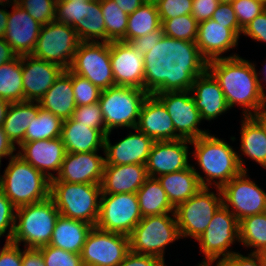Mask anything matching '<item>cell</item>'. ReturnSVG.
Returning a JSON list of instances; mask_svg holds the SVG:
<instances>
[{
  "label": "cell",
  "instance_id": "cell-1",
  "mask_svg": "<svg viewBox=\"0 0 266 266\" xmlns=\"http://www.w3.org/2000/svg\"><path fill=\"white\" fill-rule=\"evenodd\" d=\"M144 90L148 94L188 91L194 80L207 70L196 42L163 35L143 55Z\"/></svg>",
  "mask_w": 266,
  "mask_h": 266
},
{
  "label": "cell",
  "instance_id": "cell-2",
  "mask_svg": "<svg viewBox=\"0 0 266 266\" xmlns=\"http://www.w3.org/2000/svg\"><path fill=\"white\" fill-rule=\"evenodd\" d=\"M207 70L218 81L229 109L238 107L242 117L253 116L264 104L266 95L257 74V63L242 57L220 58L207 62Z\"/></svg>",
  "mask_w": 266,
  "mask_h": 266
},
{
  "label": "cell",
  "instance_id": "cell-3",
  "mask_svg": "<svg viewBox=\"0 0 266 266\" xmlns=\"http://www.w3.org/2000/svg\"><path fill=\"white\" fill-rule=\"evenodd\" d=\"M225 139L210 131L190 141L191 166L202 187L221 189L242 172L236 145L232 146L235 142L233 135L230 136V141L227 142Z\"/></svg>",
  "mask_w": 266,
  "mask_h": 266
},
{
  "label": "cell",
  "instance_id": "cell-4",
  "mask_svg": "<svg viewBox=\"0 0 266 266\" xmlns=\"http://www.w3.org/2000/svg\"><path fill=\"white\" fill-rule=\"evenodd\" d=\"M7 164L0 189L16 208L50 197V180L31 164L17 154Z\"/></svg>",
  "mask_w": 266,
  "mask_h": 266
},
{
  "label": "cell",
  "instance_id": "cell-5",
  "mask_svg": "<svg viewBox=\"0 0 266 266\" xmlns=\"http://www.w3.org/2000/svg\"><path fill=\"white\" fill-rule=\"evenodd\" d=\"M59 215L50 197L16 208L12 243L36 249L49 245Z\"/></svg>",
  "mask_w": 266,
  "mask_h": 266
},
{
  "label": "cell",
  "instance_id": "cell-6",
  "mask_svg": "<svg viewBox=\"0 0 266 266\" xmlns=\"http://www.w3.org/2000/svg\"><path fill=\"white\" fill-rule=\"evenodd\" d=\"M180 239L182 240L175 213L145 216L129 235L130 251L165 261L167 248L180 242Z\"/></svg>",
  "mask_w": 266,
  "mask_h": 266
},
{
  "label": "cell",
  "instance_id": "cell-7",
  "mask_svg": "<svg viewBox=\"0 0 266 266\" xmlns=\"http://www.w3.org/2000/svg\"><path fill=\"white\" fill-rule=\"evenodd\" d=\"M101 184L50 182V198L60 215L95 227L100 208Z\"/></svg>",
  "mask_w": 266,
  "mask_h": 266
},
{
  "label": "cell",
  "instance_id": "cell-8",
  "mask_svg": "<svg viewBox=\"0 0 266 266\" xmlns=\"http://www.w3.org/2000/svg\"><path fill=\"white\" fill-rule=\"evenodd\" d=\"M149 94L140 88L114 85L102 90L98 101L107 132L136 128L140 110Z\"/></svg>",
  "mask_w": 266,
  "mask_h": 266
},
{
  "label": "cell",
  "instance_id": "cell-9",
  "mask_svg": "<svg viewBox=\"0 0 266 266\" xmlns=\"http://www.w3.org/2000/svg\"><path fill=\"white\" fill-rule=\"evenodd\" d=\"M215 190V191H214ZM223 204L220 188L203 187L175 208L182 241H194L206 230L215 212Z\"/></svg>",
  "mask_w": 266,
  "mask_h": 266
},
{
  "label": "cell",
  "instance_id": "cell-10",
  "mask_svg": "<svg viewBox=\"0 0 266 266\" xmlns=\"http://www.w3.org/2000/svg\"><path fill=\"white\" fill-rule=\"evenodd\" d=\"M199 245L202 260L195 266H201L207 260L217 257H227L238 252L234 246L239 241V221L222 204L215 212L206 230L195 240ZM236 250H234V249Z\"/></svg>",
  "mask_w": 266,
  "mask_h": 266
},
{
  "label": "cell",
  "instance_id": "cell-11",
  "mask_svg": "<svg viewBox=\"0 0 266 266\" xmlns=\"http://www.w3.org/2000/svg\"><path fill=\"white\" fill-rule=\"evenodd\" d=\"M55 20L72 26L81 42H106L101 0L56 2Z\"/></svg>",
  "mask_w": 266,
  "mask_h": 266
},
{
  "label": "cell",
  "instance_id": "cell-12",
  "mask_svg": "<svg viewBox=\"0 0 266 266\" xmlns=\"http://www.w3.org/2000/svg\"><path fill=\"white\" fill-rule=\"evenodd\" d=\"M80 42L72 26L54 20L42 25L32 55L68 70Z\"/></svg>",
  "mask_w": 266,
  "mask_h": 266
},
{
  "label": "cell",
  "instance_id": "cell-13",
  "mask_svg": "<svg viewBox=\"0 0 266 266\" xmlns=\"http://www.w3.org/2000/svg\"><path fill=\"white\" fill-rule=\"evenodd\" d=\"M141 219L136 193L101 194L98 229L129 236Z\"/></svg>",
  "mask_w": 266,
  "mask_h": 266
},
{
  "label": "cell",
  "instance_id": "cell-14",
  "mask_svg": "<svg viewBox=\"0 0 266 266\" xmlns=\"http://www.w3.org/2000/svg\"><path fill=\"white\" fill-rule=\"evenodd\" d=\"M249 172L242 171L221 188L223 205L238 221L266 212V190L253 180Z\"/></svg>",
  "mask_w": 266,
  "mask_h": 266
},
{
  "label": "cell",
  "instance_id": "cell-15",
  "mask_svg": "<svg viewBox=\"0 0 266 266\" xmlns=\"http://www.w3.org/2000/svg\"><path fill=\"white\" fill-rule=\"evenodd\" d=\"M69 69L101 90L115 85L109 42H80Z\"/></svg>",
  "mask_w": 266,
  "mask_h": 266
},
{
  "label": "cell",
  "instance_id": "cell-16",
  "mask_svg": "<svg viewBox=\"0 0 266 266\" xmlns=\"http://www.w3.org/2000/svg\"><path fill=\"white\" fill-rule=\"evenodd\" d=\"M130 252L129 236L93 227L81 252L83 266H119Z\"/></svg>",
  "mask_w": 266,
  "mask_h": 266
},
{
  "label": "cell",
  "instance_id": "cell-17",
  "mask_svg": "<svg viewBox=\"0 0 266 266\" xmlns=\"http://www.w3.org/2000/svg\"><path fill=\"white\" fill-rule=\"evenodd\" d=\"M166 107L171 116L175 133L180 139L195 140L211 130L205 129L204 122L196 108L191 91H175L154 94Z\"/></svg>",
  "mask_w": 266,
  "mask_h": 266
},
{
  "label": "cell",
  "instance_id": "cell-18",
  "mask_svg": "<svg viewBox=\"0 0 266 266\" xmlns=\"http://www.w3.org/2000/svg\"><path fill=\"white\" fill-rule=\"evenodd\" d=\"M241 33L242 29H229L221 23L209 19L199 22L196 44L200 54L207 62L220 58L236 57L239 54L234 50L239 49L237 47ZM231 50L232 53H230Z\"/></svg>",
  "mask_w": 266,
  "mask_h": 266
},
{
  "label": "cell",
  "instance_id": "cell-19",
  "mask_svg": "<svg viewBox=\"0 0 266 266\" xmlns=\"http://www.w3.org/2000/svg\"><path fill=\"white\" fill-rule=\"evenodd\" d=\"M127 132L113 144L110 137L114 131L105 136V165L146 164L154 140L137 128L127 129Z\"/></svg>",
  "mask_w": 266,
  "mask_h": 266
},
{
  "label": "cell",
  "instance_id": "cell-20",
  "mask_svg": "<svg viewBox=\"0 0 266 266\" xmlns=\"http://www.w3.org/2000/svg\"><path fill=\"white\" fill-rule=\"evenodd\" d=\"M189 140L154 141L145 167L149 177L185 170L191 165Z\"/></svg>",
  "mask_w": 266,
  "mask_h": 266
},
{
  "label": "cell",
  "instance_id": "cell-21",
  "mask_svg": "<svg viewBox=\"0 0 266 266\" xmlns=\"http://www.w3.org/2000/svg\"><path fill=\"white\" fill-rule=\"evenodd\" d=\"M102 154L66 153L59 173L50 182L101 184L105 167L104 152Z\"/></svg>",
  "mask_w": 266,
  "mask_h": 266
},
{
  "label": "cell",
  "instance_id": "cell-22",
  "mask_svg": "<svg viewBox=\"0 0 266 266\" xmlns=\"http://www.w3.org/2000/svg\"><path fill=\"white\" fill-rule=\"evenodd\" d=\"M110 61L115 85L144 90V59L124 41L109 42Z\"/></svg>",
  "mask_w": 266,
  "mask_h": 266
},
{
  "label": "cell",
  "instance_id": "cell-23",
  "mask_svg": "<svg viewBox=\"0 0 266 266\" xmlns=\"http://www.w3.org/2000/svg\"><path fill=\"white\" fill-rule=\"evenodd\" d=\"M10 8L4 39L18 56L31 55L42 25L14 0H10Z\"/></svg>",
  "mask_w": 266,
  "mask_h": 266
},
{
  "label": "cell",
  "instance_id": "cell-24",
  "mask_svg": "<svg viewBox=\"0 0 266 266\" xmlns=\"http://www.w3.org/2000/svg\"><path fill=\"white\" fill-rule=\"evenodd\" d=\"M66 153L60 137L23 142L17 148V155L44 174L49 180L55 179L59 173Z\"/></svg>",
  "mask_w": 266,
  "mask_h": 266
},
{
  "label": "cell",
  "instance_id": "cell-25",
  "mask_svg": "<svg viewBox=\"0 0 266 266\" xmlns=\"http://www.w3.org/2000/svg\"><path fill=\"white\" fill-rule=\"evenodd\" d=\"M24 101H39L65 70L31 55L21 56Z\"/></svg>",
  "mask_w": 266,
  "mask_h": 266
},
{
  "label": "cell",
  "instance_id": "cell-26",
  "mask_svg": "<svg viewBox=\"0 0 266 266\" xmlns=\"http://www.w3.org/2000/svg\"><path fill=\"white\" fill-rule=\"evenodd\" d=\"M190 91L204 123L213 124L230 112L218 81L208 70L194 80Z\"/></svg>",
  "mask_w": 266,
  "mask_h": 266
},
{
  "label": "cell",
  "instance_id": "cell-27",
  "mask_svg": "<svg viewBox=\"0 0 266 266\" xmlns=\"http://www.w3.org/2000/svg\"><path fill=\"white\" fill-rule=\"evenodd\" d=\"M239 137L233 136L235 143L239 141V147H236L239 165L242 171H249L247 168L249 160L256 165H260L263 170L266 169V130L253 117H240ZM239 138V140H238Z\"/></svg>",
  "mask_w": 266,
  "mask_h": 266
},
{
  "label": "cell",
  "instance_id": "cell-28",
  "mask_svg": "<svg viewBox=\"0 0 266 266\" xmlns=\"http://www.w3.org/2000/svg\"><path fill=\"white\" fill-rule=\"evenodd\" d=\"M136 128L154 141L180 139L175 133L171 116L163 103L152 94L144 100Z\"/></svg>",
  "mask_w": 266,
  "mask_h": 266
},
{
  "label": "cell",
  "instance_id": "cell-29",
  "mask_svg": "<svg viewBox=\"0 0 266 266\" xmlns=\"http://www.w3.org/2000/svg\"><path fill=\"white\" fill-rule=\"evenodd\" d=\"M148 177L144 164L105 165L101 194L136 193Z\"/></svg>",
  "mask_w": 266,
  "mask_h": 266
},
{
  "label": "cell",
  "instance_id": "cell-30",
  "mask_svg": "<svg viewBox=\"0 0 266 266\" xmlns=\"http://www.w3.org/2000/svg\"><path fill=\"white\" fill-rule=\"evenodd\" d=\"M106 130H97L72 118L63 120L61 140L67 153L104 152Z\"/></svg>",
  "mask_w": 266,
  "mask_h": 266
},
{
  "label": "cell",
  "instance_id": "cell-31",
  "mask_svg": "<svg viewBox=\"0 0 266 266\" xmlns=\"http://www.w3.org/2000/svg\"><path fill=\"white\" fill-rule=\"evenodd\" d=\"M38 103L40 108L52 112L62 120L70 119L76 109L72 71L64 70Z\"/></svg>",
  "mask_w": 266,
  "mask_h": 266
},
{
  "label": "cell",
  "instance_id": "cell-32",
  "mask_svg": "<svg viewBox=\"0 0 266 266\" xmlns=\"http://www.w3.org/2000/svg\"><path fill=\"white\" fill-rule=\"evenodd\" d=\"M93 227L87 222L59 215L49 245L81 254L83 245Z\"/></svg>",
  "mask_w": 266,
  "mask_h": 266
},
{
  "label": "cell",
  "instance_id": "cell-33",
  "mask_svg": "<svg viewBox=\"0 0 266 266\" xmlns=\"http://www.w3.org/2000/svg\"><path fill=\"white\" fill-rule=\"evenodd\" d=\"M157 179L174 208L203 188L191 165L185 170L160 175Z\"/></svg>",
  "mask_w": 266,
  "mask_h": 266
},
{
  "label": "cell",
  "instance_id": "cell-34",
  "mask_svg": "<svg viewBox=\"0 0 266 266\" xmlns=\"http://www.w3.org/2000/svg\"><path fill=\"white\" fill-rule=\"evenodd\" d=\"M40 109L38 101L11 102L2 128L16 148L24 142L26 130Z\"/></svg>",
  "mask_w": 266,
  "mask_h": 266
},
{
  "label": "cell",
  "instance_id": "cell-35",
  "mask_svg": "<svg viewBox=\"0 0 266 266\" xmlns=\"http://www.w3.org/2000/svg\"><path fill=\"white\" fill-rule=\"evenodd\" d=\"M136 195L142 217L175 213L157 178L148 177Z\"/></svg>",
  "mask_w": 266,
  "mask_h": 266
},
{
  "label": "cell",
  "instance_id": "cell-36",
  "mask_svg": "<svg viewBox=\"0 0 266 266\" xmlns=\"http://www.w3.org/2000/svg\"><path fill=\"white\" fill-rule=\"evenodd\" d=\"M239 241L249 253H266V212L239 221Z\"/></svg>",
  "mask_w": 266,
  "mask_h": 266
},
{
  "label": "cell",
  "instance_id": "cell-37",
  "mask_svg": "<svg viewBox=\"0 0 266 266\" xmlns=\"http://www.w3.org/2000/svg\"><path fill=\"white\" fill-rule=\"evenodd\" d=\"M161 20L155 5L143 4L128 15L126 36L121 40L128 42L145 36L161 28Z\"/></svg>",
  "mask_w": 266,
  "mask_h": 266
},
{
  "label": "cell",
  "instance_id": "cell-38",
  "mask_svg": "<svg viewBox=\"0 0 266 266\" xmlns=\"http://www.w3.org/2000/svg\"><path fill=\"white\" fill-rule=\"evenodd\" d=\"M0 97L9 102L24 101L21 56L0 66Z\"/></svg>",
  "mask_w": 266,
  "mask_h": 266
},
{
  "label": "cell",
  "instance_id": "cell-39",
  "mask_svg": "<svg viewBox=\"0 0 266 266\" xmlns=\"http://www.w3.org/2000/svg\"><path fill=\"white\" fill-rule=\"evenodd\" d=\"M62 124L61 118L41 108L37 117L29 124L24 142L58 138L61 136Z\"/></svg>",
  "mask_w": 266,
  "mask_h": 266
},
{
  "label": "cell",
  "instance_id": "cell-40",
  "mask_svg": "<svg viewBox=\"0 0 266 266\" xmlns=\"http://www.w3.org/2000/svg\"><path fill=\"white\" fill-rule=\"evenodd\" d=\"M101 10L105 22L106 42L121 41L126 36L128 14L113 0H101Z\"/></svg>",
  "mask_w": 266,
  "mask_h": 266
},
{
  "label": "cell",
  "instance_id": "cell-41",
  "mask_svg": "<svg viewBox=\"0 0 266 266\" xmlns=\"http://www.w3.org/2000/svg\"><path fill=\"white\" fill-rule=\"evenodd\" d=\"M161 23L165 36L178 40L196 42L199 23L192 17L191 14L161 20Z\"/></svg>",
  "mask_w": 266,
  "mask_h": 266
},
{
  "label": "cell",
  "instance_id": "cell-42",
  "mask_svg": "<svg viewBox=\"0 0 266 266\" xmlns=\"http://www.w3.org/2000/svg\"><path fill=\"white\" fill-rule=\"evenodd\" d=\"M41 25L56 19V0H14Z\"/></svg>",
  "mask_w": 266,
  "mask_h": 266
},
{
  "label": "cell",
  "instance_id": "cell-43",
  "mask_svg": "<svg viewBox=\"0 0 266 266\" xmlns=\"http://www.w3.org/2000/svg\"><path fill=\"white\" fill-rule=\"evenodd\" d=\"M72 87L76 106L98 103L102 90L87 78L72 72Z\"/></svg>",
  "mask_w": 266,
  "mask_h": 266
},
{
  "label": "cell",
  "instance_id": "cell-44",
  "mask_svg": "<svg viewBox=\"0 0 266 266\" xmlns=\"http://www.w3.org/2000/svg\"><path fill=\"white\" fill-rule=\"evenodd\" d=\"M46 266H83L81 254L46 245L38 248Z\"/></svg>",
  "mask_w": 266,
  "mask_h": 266
},
{
  "label": "cell",
  "instance_id": "cell-45",
  "mask_svg": "<svg viewBox=\"0 0 266 266\" xmlns=\"http://www.w3.org/2000/svg\"><path fill=\"white\" fill-rule=\"evenodd\" d=\"M71 118L88 127L97 130H106L99 103L76 106Z\"/></svg>",
  "mask_w": 266,
  "mask_h": 266
},
{
  "label": "cell",
  "instance_id": "cell-46",
  "mask_svg": "<svg viewBox=\"0 0 266 266\" xmlns=\"http://www.w3.org/2000/svg\"><path fill=\"white\" fill-rule=\"evenodd\" d=\"M231 4L242 30L266 10L261 0H234Z\"/></svg>",
  "mask_w": 266,
  "mask_h": 266
},
{
  "label": "cell",
  "instance_id": "cell-47",
  "mask_svg": "<svg viewBox=\"0 0 266 266\" xmlns=\"http://www.w3.org/2000/svg\"><path fill=\"white\" fill-rule=\"evenodd\" d=\"M193 0H161L157 5L160 20L191 14Z\"/></svg>",
  "mask_w": 266,
  "mask_h": 266
},
{
  "label": "cell",
  "instance_id": "cell-48",
  "mask_svg": "<svg viewBox=\"0 0 266 266\" xmlns=\"http://www.w3.org/2000/svg\"><path fill=\"white\" fill-rule=\"evenodd\" d=\"M16 207L0 189V236L12 237Z\"/></svg>",
  "mask_w": 266,
  "mask_h": 266
},
{
  "label": "cell",
  "instance_id": "cell-49",
  "mask_svg": "<svg viewBox=\"0 0 266 266\" xmlns=\"http://www.w3.org/2000/svg\"><path fill=\"white\" fill-rule=\"evenodd\" d=\"M248 37L257 44H261L265 47L266 44V10L255 17L241 33V38Z\"/></svg>",
  "mask_w": 266,
  "mask_h": 266
},
{
  "label": "cell",
  "instance_id": "cell-50",
  "mask_svg": "<svg viewBox=\"0 0 266 266\" xmlns=\"http://www.w3.org/2000/svg\"><path fill=\"white\" fill-rule=\"evenodd\" d=\"M211 19L217 23H221L226 28L241 29L231 3L218 4Z\"/></svg>",
  "mask_w": 266,
  "mask_h": 266
},
{
  "label": "cell",
  "instance_id": "cell-51",
  "mask_svg": "<svg viewBox=\"0 0 266 266\" xmlns=\"http://www.w3.org/2000/svg\"><path fill=\"white\" fill-rule=\"evenodd\" d=\"M163 35L164 33L161 27L160 29L151 32L145 36L132 39L128 41V43L133 47L136 53L141 54L143 56L151 50V47L154 44H157L159 40H161Z\"/></svg>",
  "mask_w": 266,
  "mask_h": 266
},
{
  "label": "cell",
  "instance_id": "cell-52",
  "mask_svg": "<svg viewBox=\"0 0 266 266\" xmlns=\"http://www.w3.org/2000/svg\"><path fill=\"white\" fill-rule=\"evenodd\" d=\"M218 4L217 0H193L191 15L198 23L209 20Z\"/></svg>",
  "mask_w": 266,
  "mask_h": 266
},
{
  "label": "cell",
  "instance_id": "cell-53",
  "mask_svg": "<svg viewBox=\"0 0 266 266\" xmlns=\"http://www.w3.org/2000/svg\"><path fill=\"white\" fill-rule=\"evenodd\" d=\"M119 266H168L162 259L130 251Z\"/></svg>",
  "mask_w": 266,
  "mask_h": 266
},
{
  "label": "cell",
  "instance_id": "cell-54",
  "mask_svg": "<svg viewBox=\"0 0 266 266\" xmlns=\"http://www.w3.org/2000/svg\"><path fill=\"white\" fill-rule=\"evenodd\" d=\"M0 266H22V247L11 243L6 250L0 254Z\"/></svg>",
  "mask_w": 266,
  "mask_h": 266
},
{
  "label": "cell",
  "instance_id": "cell-55",
  "mask_svg": "<svg viewBox=\"0 0 266 266\" xmlns=\"http://www.w3.org/2000/svg\"><path fill=\"white\" fill-rule=\"evenodd\" d=\"M231 257L236 261L237 266H266L264 254L244 252L241 250L232 254Z\"/></svg>",
  "mask_w": 266,
  "mask_h": 266
},
{
  "label": "cell",
  "instance_id": "cell-56",
  "mask_svg": "<svg viewBox=\"0 0 266 266\" xmlns=\"http://www.w3.org/2000/svg\"><path fill=\"white\" fill-rule=\"evenodd\" d=\"M22 266H46L42 253L36 248H22Z\"/></svg>",
  "mask_w": 266,
  "mask_h": 266
},
{
  "label": "cell",
  "instance_id": "cell-57",
  "mask_svg": "<svg viewBox=\"0 0 266 266\" xmlns=\"http://www.w3.org/2000/svg\"><path fill=\"white\" fill-rule=\"evenodd\" d=\"M16 154L17 148L4 133L3 128L0 127V162H2L3 159L9 160Z\"/></svg>",
  "mask_w": 266,
  "mask_h": 266
},
{
  "label": "cell",
  "instance_id": "cell-58",
  "mask_svg": "<svg viewBox=\"0 0 266 266\" xmlns=\"http://www.w3.org/2000/svg\"><path fill=\"white\" fill-rule=\"evenodd\" d=\"M17 56L4 37H0V66L14 60Z\"/></svg>",
  "mask_w": 266,
  "mask_h": 266
},
{
  "label": "cell",
  "instance_id": "cell-59",
  "mask_svg": "<svg viewBox=\"0 0 266 266\" xmlns=\"http://www.w3.org/2000/svg\"><path fill=\"white\" fill-rule=\"evenodd\" d=\"M10 0H0V37L5 36L7 28Z\"/></svg>",
  "mask_w": 266,
  "mask_h": 266
},
{
  "label": "cell",
  "instance_id": "cell-60",
  "mask_svg": "<svg viewBox=\"0 0 266 266\" xmlns=\"http://www.w3.org/2000/svg\"><path fill=\"white\" fill-rule=\"evenodd\" d=\"M119 8L128 15L133 13L138 7L142 6L143 0H113Z\"/></svg>",
  "mask_w": 266,
  "mask_h": 266
},
{
  "label": "cell",
  "instance_id": "cell-61",
  "mask_svg": "<svg viewBox=\"0 0 266 266\" xmlns=\"http://www.w3.org/2000/svg\"><path fill=\"white\" fill-rule=\"evenodd\" d=\"M201 266H237V263L231 256H227L209 259Z\"/></svg>",
  "mask_w": 266,
  "mask_h": 266
},
{
  "label": "cell",
  "instance_id": "cell-62",
  "mask_svg": "<svg viewBox=\"0 0 266 266\" xmlns=\"http://www.w3.org/2000/svg\"><path fill=\"white\" fill-rule=\"evenodd\" d=\"M253 117L266 130V100L261 108L253 115Z\"/></svg>",
  "mask_w": 266,
  "mask_h": 266
},
{
  "label": "cell",
  "instance_id": "cell-63",
  "mask_svg": "<svg viewBox=\"0 0 266 266\" xmlns=\"http://www.w3.org/2000/svg\"><path fill=\"white\" fill-rule=\"evenodd\" d=\"M10 104L11 102L0 97V127L3 126L4 119L6 117Z\"/></svg>",
  "mask_w": 266,
  "mask_h": 266
},
{
  "label": "cell",
  "instance_id": "cell-64",
  "mask_svg": "<svg viewBox=\"0 0 266 266\" xmlns=\"http://www.w3.org/2000/svg\"><path fill=\"white\" fill-rule=\"evenodd\" d=\"M266 62L263 61V63ZM264 66L262 67V69H257V74H258V78L260 80V85H261V88L262 90L264 91L265 95H266V63L263 64Z\"/></svg>",
  "mask_w": 266,
  "mask_h": 266
},
{
  "label": "cell",
  "instance_id": "cell-65",
  "mask_svg": "<svg viewBox=\"0 0 266 266\" xmlns=\"http://www.w3.org/2000/svg\"><path fill=\"white\" fill-rule=\"evenodd\" d=\"M3 238V236H0V240ZM5 242L3 244V247H0V254H2L6 248L12 243V237H4Z\"/></svg>",
  "mask_w": 266,
  "mask_h": 266
},
{
  "label": "cell",
  "instance_id": "cell-66",
  "mask_svg": "<svg viewBox=\"0 0 266 266\" xmlns=\"http://www.w3.org/2000/svg\"><path fill=\"white\" fill-rule=\"evenodd\" d=\"M161 0H143L144 4L157 5Z\"/></svg>",
  "mask_w": 266,
  "mask_h": 266
},
{
  "label": "cell",
  "instance_id": "cell-67",
  "mask_svg": "<svg viewBox=\"0 0 266 266\" xmlns=\"http://www.w3.org/2000/svg\"><path fill=\"white\" fill-rule=\"evenodd\" d=\"M234 0H217L219 4H227V3H232Z\"/></svg>",
  "mask_w": 266,
  "mask_h": 266
},
{
  "label": "cell",
  "instance_id": "cell-68",
  "mask_svg": "<svg viewBox=\"0 0 266 266\" xmlns=\"http://www.w3.org/2000/svg\"><path fill=\"white\" fill-rule=\"evenodd\" d=\"M2 165V163L0 162V188H1V181H2V175H3V173H1V172H3V171H1V166Z\"/></svg>",
  "mask_w": 266,
  "mask_h": 266
},
{
  "label": "cell",
  "instance_id": "cell-69",
  "mask_svg": "<svg viewBox=\"0 0 266 266\" xmlns=\"http://www.w3.org/2000/svg\"><path fill=\"white\" fill-rule=\"evenodd\" d=\"M66 1H75V0H56V2H66ZM78 1V0H76Z\"/></svg>",
  "mask_w": 266,
  "mask_h": 266
},
{
  "label": "cell",
  "instance_id": "cell-70",
  "mask_svg": "<svg viewBox=\"0 0 266 266\" xmlns=\"http://www.w3.org/2000/svg\"><path fill=\"white\" fill-rule=\"evenodd\" d=\"M261 1L263 2V5H264V7L266 9V0H261Z\"/></svg>",
  "mask_w": 266,
  "mask_h": 266
}]
</instances>
